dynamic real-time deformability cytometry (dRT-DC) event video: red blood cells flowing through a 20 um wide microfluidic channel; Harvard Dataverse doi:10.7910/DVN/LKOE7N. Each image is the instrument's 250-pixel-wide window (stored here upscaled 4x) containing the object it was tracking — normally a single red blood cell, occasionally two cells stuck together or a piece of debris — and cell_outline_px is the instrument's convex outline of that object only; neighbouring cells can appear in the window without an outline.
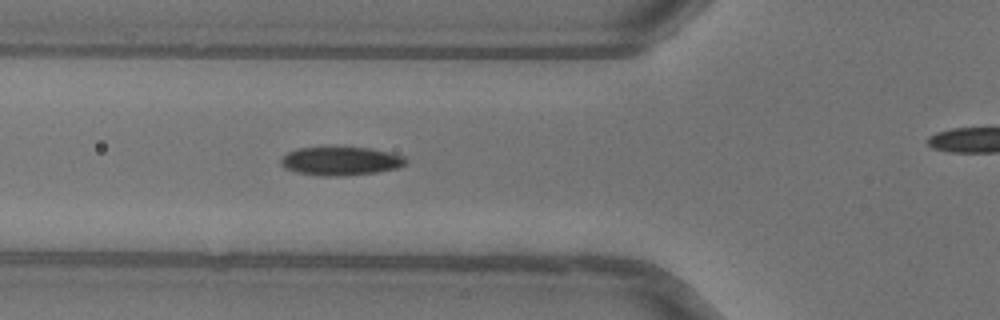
{"species": "common noctule bat (a hibernating species)", "species_latin": "Nyctalus noctula", "temperature_condition": "warm", "stored_images_in_passage": 17, "camera_frame_rate_fps": 3000, "um_per_image_px": 0.085, "animal": {"sex": "female"}, "frame": {"image": 1, "passage_image": 4, "time_ms": 1.0, "image_size_px": [1000, 320], "cell_outline_px": [[408, 160], [404, 164], [396, 168], [376, 172], [344, 176], [320, 176], [296, 172], [284, 168], [280, 164], [280, 160], [288, 152], [296, 148], [368, 148], [388, 152], [404, 156]], "centroid_in_image_um": [28.93, 13.7], "position_along_channel_um": 96.9, "area_um2": 20.58}}
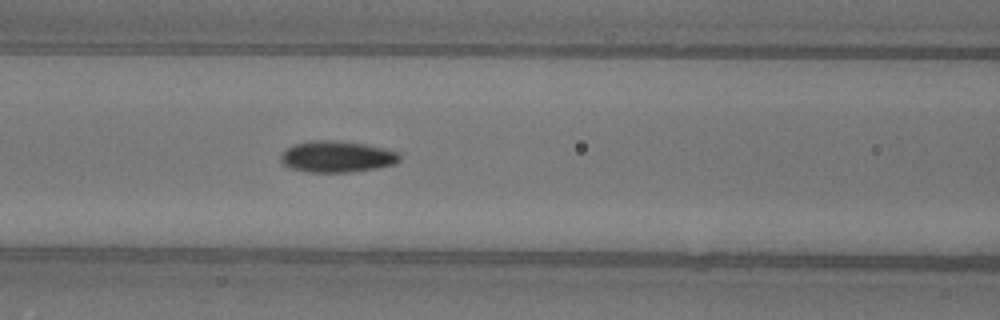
{"frame": {"image": 2, "passage_image": 7, "time_ms": 2.0, "image_size_px": [1000, 320], "cell_outline_px": [[400, 160], [396, 164], [376, 168], [352, 172], [308, 172], [292, 168], [284, 164], [280, 160], [280, 156], [288, 148], [296, 144], [316, 140], [332, 140], [364, 144], [400, 152]], "centroid_in_image_um": [28.68, 13.32], "position_along_channel_um": 137.9, "area_um2": 21.5}}
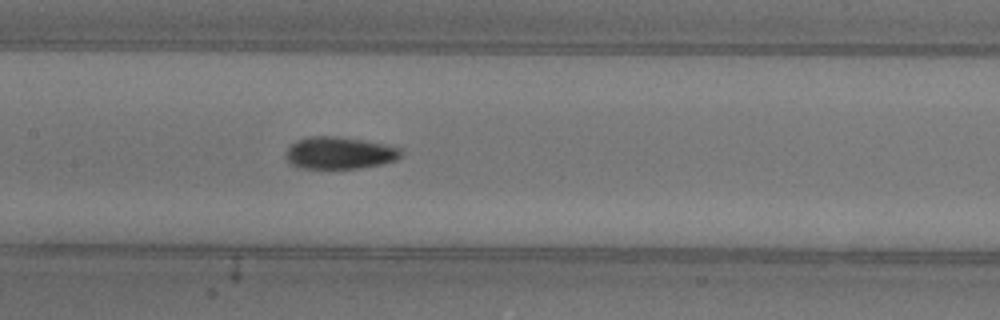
{"frame": {"image": 3, "passage_image": 10, "time_ms": 3.0, "image_size_px": [1000, 320], "cell_outline_px": [[404, 152], [396, 160], [384, 164], [360, 168], [300, 168], [292, 164], [288, 160], [284, 152], [296, 140], [308, 136], [336, 136], [364, 140], [404, 148]], "centroid_in_image_um": [28.9, 12.99], "position_along_channel_um": 178.5, "area_um2": 21.79}}